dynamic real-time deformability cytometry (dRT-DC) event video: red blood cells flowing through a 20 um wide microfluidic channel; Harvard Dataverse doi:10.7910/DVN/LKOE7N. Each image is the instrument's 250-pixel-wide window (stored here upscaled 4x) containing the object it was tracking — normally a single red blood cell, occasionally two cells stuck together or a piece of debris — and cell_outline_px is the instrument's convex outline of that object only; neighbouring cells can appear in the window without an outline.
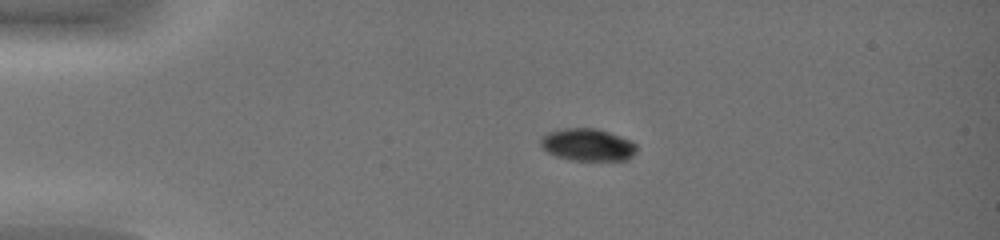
{"species": "common noctule bat (a hibernating species)", "species_latin": "Nyctalus noctula", "temperature_condition": "warm", "stored_images_in_passage": 19, "camera_frame_rate_fps": 3000, "um_per_image_px": 0.085, "animal": {"sex": "female", "body_mass_g": 19.0, "forearm_length_mm": 51.5}, "frame": {"image": 1, "passage_image": 1, "time_ms": 0.0, "image_size_px": [1000, 240], "cell_outline_px": [[636, 152], [628, 160], [568, 160], [556, 156], [548, 152], [540, 144], [540, 140], [548, 132], [560, 128], [596, 128], [632, 140], [636, 144]], "centroid_in_image_um": [49.96, 12.3], "position_along_channel_um": 35.0, "area_um2": 18.15}}
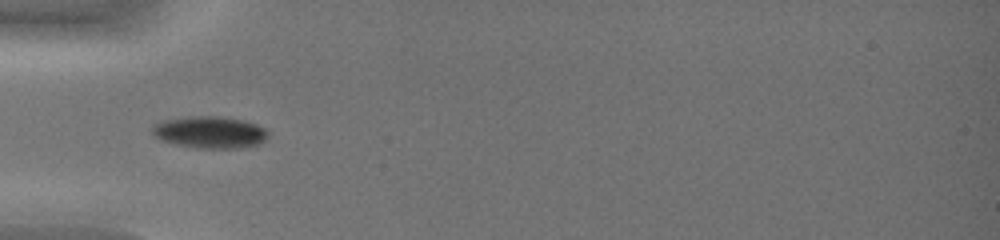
{"frame": {"image": 2, "passage_image": 7, "time_ms": 2.0, "image_size_px": [1000, 240], "cell_outline_px": [[268, 136], [260, 144], [240, 148], [196, 148], [176, 144], [160, 140], [152, 132], [152, 124], [164, 120], [188, 116], [220, 116], [244, 120], [256, 124], [264, 128], [268, 132]], "centroid_in_image_um": [17.84, 11.24], "position_along_channel_um": 67.2, "area_um2": 21.68}}
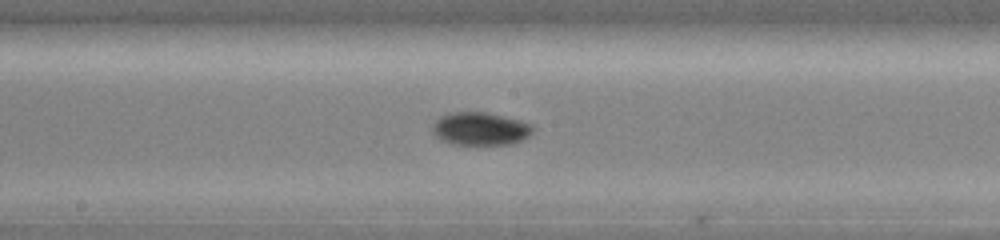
{"frame": {"image": 3, "passage_image": 17, "time_ms": 5.333, "image_size_px": [1000, 240], "cell_outline_px": [[536, 128], [524, 140], [512, 144], [452, 144], [440, 140], [432, 132], [432, 124], [440, 116], [452, 112], [488, 112], [520, 120], [532, 124]], "centroid_in_image_um": [40.84, 10.94], "position_along_channel_um": 207.4, "area_um2": 19.54}}